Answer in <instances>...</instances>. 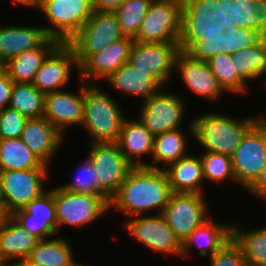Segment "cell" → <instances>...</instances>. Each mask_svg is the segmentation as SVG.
I'll use <instances>...</instances> for the list:
<instances>
[{"label":"cell","mask_w":266,"mask_h":266,"mask_svg":"<svg viewBox=\"0 0 266 266\" xmlns=\"http://www.w3.org/2000/svg\"><path fill=\"white\" fill-rule=\"evenodd\" d=\"M256 198L266 202V164L257 180L247 189Z\"/></svg>","instance_id":"bcb514c9"},{"label":"cell","mask_w":266,"mask_h":266,"mask_svg":"<svg viewBox=\"0 0 266 266\" xmlns=\"http://www.w3.org/2000/svg\"><path fill=\"white\" fill-rule=\"evenodd\" d=\"M179 52L178 43H140L135 41L127 64L152 77L163 89L172 79Z\"/></svg>","instance_id":"8fae6325"},{"label":"cell","mask_w":266,"mask_h":266,"mask_svg":"<svg viewBox=\"0 0 266 266\" xmlns=\"http://www.w3.org/2000/svg\"><path fill=\"white\" fill-rule=\"evenodd\" d=\"M13 4H22V6L37 7L39 9L42 0H11Z\"/></svg>","instance_id":"c3c4849f"},{"label":"cell","mask_w":266,"mask_h":266,"mask_svg":"<svg viewBox=\"0 0 266 266\" xmlns=\"http://www.w3.org/2000/svg\"><path fill=\"white\" fill-rule=\"evenodd\" d=\"M16 266H46L36 262H31L28 258L19 262Z\"/></svg>","instance_id":"681fc988"},{"label":"cell","mask_w":266,"mask_h":266,"mask_svg":"<svg viewBox=\"0 0 266 266\" xmlns=\"http://www.w3.org/2000/svg\"><path fill=\"white\" fill-rule=\"evenodd\" d=\"M153 0H127L114 13L125 37L135 38Z\"/></svg>","instance_id":"8d00e7d4"},{"label":"cell","mask_w":266,"mask_h":266,"mask_svg":"<svg viewBox=\"0 0 266 266\" xmlns=\"http://www.w3.org/2000/svg\"><path fill=\"white\" fill-rule=\"evenodd\" d=\"M104 82L114 89L140 98L143 101L162 90L161 86L146 73L134 69L127 63L122 65L116 72L108 77Z\"/></svg>","instance_id":"4316f807"},{"label":"cell","mask_w":266,"mask_h":266,"mask_svg":"<svg viewBox=\"0 0 266 266\" xmlns=\"http://www.w3.org/2000/svg\"><path fill=\"white\" fill-rule=\"evenodd\" d=\"M207 62L226 93L244 95L249 90V84L238 75L231 54L220 53L211 57Z\"/></svg>","instance_id":"d590c367"},{"label":"cell","mask_w":266,"mask_h":266,"mask_svg":"<svg viewBox=\"0 0 266 266\" xmlns=\"http://www.w3.org/2000/svg\"><path fill=\"white\" fill-rule=\"evenodd\" d=\"M11 216L39 240L57 235L58 221L54 202V189L46 190Z\"/></svg>","instance_id":"e0dca14e"},{"label":"cell","mask_w":266,"mask_h":266,"mask_svg":"<svg viewBox=\"0 0 266 266\" xmlns=\"http://www.w3.org/2000/svg\"><path fill=\"white\" fill-rule=\"evenodd\" d=\"M253 6L256 8V31L266 38V0H253Z\"/></svg>","instance_id":"f6af8a7d"},{"label":"cell","mask_w":266,"mask_h":266,"mask_svg":"<svg viewBox=\"0 0 266 266\" xmlns=\"http://www.w3.org/2000/svg\"><path fill=\"white\" fill-rule=\"evenodd\" d=\"M221 27L245 28L256 31V8L253 0H219Z\"/></svg>","instance_id":"836d02e7"},{"label":"cell","mask_w":266,"mask_h":266,"mask_svg":"<svg viewBox=\"0 0 266 266\" xmlns=\"http://www.w3.org/2000/svg\"><path fill=\"white\" fill-rule=\"evenodd\" d=\"M232 158L236 181L247 190L266 164V117L263 115L245 134Z\"/></svg>","instance_id":"9c48e42d"},{"label":"cell","mask_w":266,"mask_h":266,"mask_svg":"<svg viewBox=\"0 0 266 266\" xmlns=\"http://www.w3.org/2000/svg\"><path fill=\"white\" fill-rule=\"evenodd\" d=\"M117 143L125 158L134 167H148L149 162L141 158L144 155L152 156L154 136L139 119L124 120Z\"/></svg>","instance_id":"d4e9b609"},{"label":"cell","mask_w":266,"mask_h":266,"mask_svg":"<svg viewBox=\"0 0 266 266\" xmlns=\"http://www.w3.org/2000/svg\"><path fill=\"white\" fill-rule=\"evenodd\" d=\"M210 217L201 226L194 229L182 243L181 257H189L193 246L197 245L198 253L202 257H211L221 250L228 242L232 240V223L213 220Z\"/></svg>","instance_id":"603a6c76"},{"label":"cell","mask_w":266,"mask_h":266,"mask_svg":"<svg viewBox=\"0 0 266 266\" xmlns=\"http://www.w3.org/2000/svg\"><path fill=\"white\" fill-rule=\"evenodd\" d=\"M205 197L202 194L173 193L166 204L162 214L181 243L210 218Z\"/></svg>","instance_id":"4fadbf2b"},{"label":"cell","mask_w":266,"mask_h":266,"mask_svg":"<svg viewBox=\"0 0 266 266\" xmlns=\"http://www.w3.org/2000/svg\"><path fill=\"white\" fill-rule=\"evenodd\" d=\"M89 145L88 156L97 169L99 189L111 199L134 166L125 158L117 142Z\"/></svg>","instance_id":"5bb4252c"},{"label":"cell","mask_w":266,"mask_h":266,"mask_svg":"<svg viewBox=\"0 0 266 266\" xmlns=\"http://www.w3.org/2000/svg\"><path fill=\"white\" fill-rule=\"evenodd\" d=\"M208 259H210V266H249L240 247L233 239Z\"/></svg>","instance_id":"7bdbcfd3"},{"label":"cell","mask_w":266,"mask_h":266,"mask_svg":"<svg viewBox=\"0 0 266 266\" xmlns=\"http://www.w3.org/2000/svg\"><path fill=\"white\" fill-rule=\"evenodd\" d=\"M64 137L45 117L28 119L20 135L25 145L47 166Z\"/></svg>","instance_id":"7402d4cb"},{"label":"cell","mask_w":266,"mask_h":266,"mask_svg":"<svg viewBox=\"0 0 266 266\" xmlns=\"http://www.w3.org/2000/svg\"><path fill=\"white\" fill-rule=\"evenodd\" d=\"M54 202L57 234L62 226L85 227L110 211L109 202L102 195L71 193L60 186L54 188Z\"/></svg>","instance_id":"ba28073f"},{"label":"cell","mask_w":266,"mask_h":266,"mask_svg":"<svg viewBox=\"0 0 266 266\" xmlns=\"http://www.w3.org/2000/svg\"><path fill=\"white\" fill-rule=\"evenodd\" d=\"M182 8V0H153L134 40L140 43H179Z\"/></svg>","instance_id":"8992f818"},{"label":"cell","mask_w":266,"mask_h":266,"mask_svg":"<svg viewBox=\"0 0 266 266\" xmlns=\"http://www.w3.org/2000/svg\"><path fill=\"white\" fill-rule=\"evenodd\" d=\"M172 194L164 169L133 167L110 199L109 210H118L128 217L146 215L155 209L156 214H161Z\"/></svg>","instance_id":"6da1fadb"},{"label":"cell","mask_w":266,"mask_h":266,"mask_svg":"<svg viewBox=\"0 0 266 266\" xmlns=\"http://www.w3.org/2000/svg\"><path fill=\"white\" fill-rule=\"evenodd\" d=\"M27 117L17 110L6 107L0 111V140L7 138H20Z\"/></svg>","instance_id":"b9f144b4"},{"label":"cell","mask_w":266,"mask_h":266,"mask_svg":"<svg viewBox=\"0 0 266 266\" xmlns=\"http://www.w3.org/2000/svg\"><path fill=\"white\" fill-rule=\"evenodd\" d=\"M180 51H185L194 41L201 38H216L224 33L221 27L219 0H182Z\"/></svg>","instance_id":"30bf717a"},{"label":"cell","mask_w":266,"mask_h":266,"mask_svg":"<svg viewBox=\"0 0 266 266\" xmlns=\"http://www.w3.org/2000/svg\"><path fill=\"white\" fill-rule=\"evenodd\" d=\"M39 241L11 215H4L0 222V265L16 266L29 257Z\"/></svg>","instance_id":"44dd1931"},{"label":"cell","mask_w":266,"mask_h":266,"mask_svg":"<svg viewBox=\"0 0 266 266\" xmlns=\"http://www.w3.org/2000/svg\"><path fill=\"white\" fill-rule=\"evenodd\" d=\"M232 239L240 247L249 266H266V227L246 231L232 225Z\"/></svg>","instance_id":"1f68e13d"},{"label":"cell","mask_w":266,"mask_h":266,"mask_svg":"<svg viewBox=\"0 0 266 266\" xmlns=\"http://www.w3.org/2000/svg\"><path fill=\"white\" fill-rule=\"evenodd\" d=\"M223 34H218L216 38H201L194 41L184 53L192 59L201 61H208L213 56L225 53V50H222Z\"/></svg>","instance_id":"60d3db41"},{"label":"cell","mask_w":266,"mask_h":266,"mask_svg":"<svg viewBox=\"0 0 266 266\" xmlns=\"http://www.w3.org/2000/svg\"><path fill=\"white\" fill-rule=\"evenodd\" d=\"M123 225L133 239L149 250L181 257L182 243L162 213L130 217Z\"/></svg>","instance_id":"7c38bea8"},{"label":"cell","mask_w":266,"mask_h":266,"mask_svg":"<svg viewBox=\"0 0 266 266\" xmlns=\"http://www.w3.org/2000/svg\"><path fill=\"white\" fill-rule=\"evenodd\" d=\"M79 92L65 90L45 94L44 117L63 135L67 127L80 125L84 121V81Z\"/></svg>","instance_id":"ac0fdd59"},{"label":"cell","mask_w":266,"mask_h":266,"mask_svg":"<svg viewBox=\"0 0 266 266\" xmlns=\"http://www.w3.org/2000/svg\"><path fill=\"white\" fill-rule=\"evenodd\" d=\"M13 83L5 70L0 73V111L9 106Z\"/></svg>","instance_id":"ee69618b"},{"label":"cell","mask_w":266,"mask_h":266,"mask_svg":"<svg viewBox=\"0 0 266 266\" xmlns=\"http://www.w3.org/2000/svg\"><path fill=\"white\" fill-rule=\"evenodd\" d=\"M203 169L204 181L207 179L212 183H221L225 180H235L236 178L232 167L231 156L215 153L204 152L200 155Z\"/></svg>","instance_id":"74e56055"},{"label":"cell","mask_w":266,"mask_h":266,"mask_svg":"<svg viewBox=\"0 0 266 266\" xmlns=\"http://www.w3.org/2000/svg\"><path fill=\"white\" fill-rule=\"evenodd\" d=\"M262 116L235 119L218 112H206L188 123L187 132L203 146L205 152L232 156L247 131Z\"/></svg>","instance_id":"7a4b0ae2"},{"label":"cell","mask_w":266,"mask_h":266,"mask_svg":"<svg viewBox=\"0 0 266 266\" xmlns=\"http://www.w3.org/2000/svg\"><path fill=\"white\" fill-rule=\"evenodd\" d=\"M4 71V64L0 62V73Z\"/></svg>","instance_id":"f907efd6"},{"label":"cell","mask_w":266,"mask_h":266,"mask_svg":"<svg viewBox=\"0 0 266 266\" xmlns=\"http://www.w3.org/2000/svg\"><path fill=\"white\" fill-rule=\"evenodd\" d=\"M3 216H4V214H3L2 210H1V207H0V222H1L2 218H3Z\"/></svg>","instance_id":"816d5d0a"},{"label":"cell","mask_w":266,"mask_h":266,"mask_svg":"<svg viewBox=\"0 0 266 266\" xmlns=\"http://www.w3.org/2000/svg\"><path fill=\"white\" fill-rule=\"evenodd\" d=\"M73 251L63 237L43 239L33 248L28 259L46 266H86L75 261Z\"/></svg>","instance_id":"4dcf8cb0"},{"label":"cell","mask_w":266,"mask_h":266,"mask_svg":"<svg viewBox=\"0 0 266 266\" xmlns=\"http://www.w3.org/2000/svg\"><path fill=\"white\" fill-rule=\"evenodd\" d=\"M127 0H96L93 3V9L97 11H111L114 12Z\"/></svg>","instance_id":"7dc6e473"},{"label":"cell","mask_w":266,"mask_h":266,"mask_svg":"<svg viewBox=\"0 0 266 266\" xmlns=\"http://www.w3.org/2000/svg\"><path fill=\"white\" fill-rule=\"evenodd\" d=\"M135 40L130 37H124L97 54H92L79 67V80L88 84H96L97 80H106L122 65L128 62L131 49Z\"/></svg>","instance_id":"d6986e66"},{"label":"cell","mask_w":266,"mask_h":266,"mask_svg":"<svg viewBox=\"0 0 266 266\" xmlns=\"http://www.w3.org/2000/svg\"><path fill=\"white\" fill-rule=\"evenodd\" d=\"M39 10L51 23L46 33L60 43H68L94 11L91 0H42Z\"/></svg>","instance_id":"5b68a950"},{"label":"cell","mask_w":266,"mask_h":266,"mask_svg":"<svg viewBox=\"0 0 266 266\" xmlns=\"http://www.w3.org/2000/svg\"><path fill=\"white\" fill-rule=\"evenodd\" d=\"M185 134L186 132L179 128L155 136L152 163H148V167L166 169L170 164L188 155V141L186 140L188 138ZM161 165L165 167L161 168Z\"/></svg>","instance_id":"f1b7e54d"},{"label":"cell","mask_w":266,"mask_h":266,"mask_svg":"<svg viewBox=\"0 0 266 266\" xmlns=\"http://www.w3.org/2000/svg\"><path fill=\"white\" fill-rule=\"evenodd\" d=\"M48 169L0 171V207L4 215L23 209L44 193Z\"/></svg>","instance_id":"52a82bcc"},{"label":"cell","mask_w":266,"mask_h":266,"mask_svg":"<svg viewBox=\"0 0 266 266\" xmlns=\"http://www.w3.org/2000/svg\"><path fill=\"white\" fill-rule=\"evenodd\" d=\"M179 96L160 90L143 102L138 119L154 137L181 128L186 106Z\"/></svg>","instance_id":"9a60e30c"},{"label":"cell","mask_w":266,"mask_h":266,"mask_svg":"<svg viewBox=\"0 0 266 266\" xmlns=\"http://www.w3.org/2000/svg\"><path fill=\"white\" fill-rule=\"evenodd\" d=\"M60 44L49 38L40 48L25 51L4 64V70L15 83H32L47 56Z\"/></svg>","instance_id":"83f0119b"},{"label":"cell","mask_w":266,"mask_h":266,"mask_svg":"<svg viewBox=\"0 0 266 266\" xmlns=\"http://www.w3.org/2000/svg\"><path fill=\"white\" fill-rule=\"evenodd\" d=\"M185 157L170 164L164 169L173 193L202 194L203 169L200 156L196 157L190 151Z\"/></svg>","instance_id":"484cf974"},{"label":"cell","mask_w":266,"mask_h":266,"mask_svg":"<svg viewBox=\"0 0 266 266\" xmlns=\"http://www.w3.org/2000/svg\"><path fill=\"white\" fill-rule=\"evenodd\" d=\"M97 84L84 82L83 129L91 143H114L120 136L125 117L118 102Z\"/></svg>","instance_id":"3957f363"},{"label":"cell","mask_w":266,"mask_h":266,"mask_svg":"<svg viewBox=\"0 0 266 266\" xmlns=\"http://www.w3.org/2000/svg\"><path fill=\"white\" fill-rule=\"evenodd\" d=\"M175 70L187 88L204 100L216 102L226 92L207 61L192 59L180 51L176 58Z\"/></svg>","instance_id":"ffe728a7"},{"label":"cell","mask_w":266,"mask_h":266,"mask_svg":"<svg viewBox=\"0 0 266 266\" xmlns=\"http://www.w3.org/2000/svg\"><path fill=\"white\" fill-rule=\"evenodd\" d=\"M124 37L114 12L94 10L68 44L74 49L80 67L92 54L101 52Z\"/></svg>","instance_id":"277c9868"},{"label":"cell","mask_w":266,"mask_h":266,"mask_svg":"<svg viewBox=\"0 0 266 266\" xmlns=\"http://www.w3.org/2000/svg\"><path fill=\"white\" fill-rule=\"evenodd\" d=\"M97 169L94 162L88 156L75 171L74 180L60 187L71 193H88L102 195L108 202L110 199L99 189L97 181ZM76 176V177H75Z\"/></svg>","instance_id":"f35d334b"},{"label":"cell","mask_w":266,"mask_h":266,"mask_svg":"<svg viewBox=\"0 0 266 266\" xmlns=\"http://www.w3.org/2000/svg\"><path fill=\"white\" fill-rule=\"evenodd\" d=\"M263 37L254 30L241 27L226 28L222 35V50L227 54H234L241 49L254 46Z\"/></svg>","instance_id":"ab89813d"},{"label":"cell","mask_w":266,"mask_h":266,"mask_svg":"<svg viewBox=\"0 0 266 266\" xmlns=\"http://www.w3.org/2000/svg\"><path fill=\"white\" fill-rule=\"evenodd\" d=\"M49 38L44 27L0 25V62L6 64L25 51L40 48Z\"/></svg>","instance_id":"cb8c5ba5"},{"label":"cell","mask_w":266,"mask_h":266,"mask_svg":"<svg viewBox=\"0 0 266 266\" xmlns=\"http://www.w3.org/2000/svg\"><path fill=\"white\" fill-rule=\"evenodd\" d=\"M48 168L20 138L0 140V171Z\"/></svg>","instance_id":"f546056e"},{"label":"cell","mask_w":266,"mask_h":266,"mask_svg":"<svg viewBox=\"0 0 266 266\" xmlns=\"http://www.w3.org/2000/svg\"><path fill=\"white\" fill-rule=\"evenodd\" d=\"M73 67L79 72L74 49L68 43H60L44 60L32 84L44 94L62 90L70 80Z\"/></svg>","instance_id":"2e32d148"},{"label":"cell","mask_w":266,"mask_h":266,"mask_svg":"<svg viewBox=\"0 0 266 266\" xmlns=\"http://www.w3.org/2000/svg\"><path fill=\"white\" fill-rule=\"evenodd\" d=\"M45 94L32 83H13L10 108L30 118L44 117Z\"/></svg>","instance_id":"e575fe53"},{"label":"cell","mask_w":266,"mask_h":266,"mask_svg":"<svg viewBox=\"0 0 266 266\" xmlns=\"http://www.w3.org/2000/svg\"><path fill=\"white\" fill-rule=\"evenodd\" d=\"M238 75L247 83L266 75V38L232 54ZM266 80V77L264 78Z\"/></svg>","instance_id":"d6a6232c"}]
</instances>
